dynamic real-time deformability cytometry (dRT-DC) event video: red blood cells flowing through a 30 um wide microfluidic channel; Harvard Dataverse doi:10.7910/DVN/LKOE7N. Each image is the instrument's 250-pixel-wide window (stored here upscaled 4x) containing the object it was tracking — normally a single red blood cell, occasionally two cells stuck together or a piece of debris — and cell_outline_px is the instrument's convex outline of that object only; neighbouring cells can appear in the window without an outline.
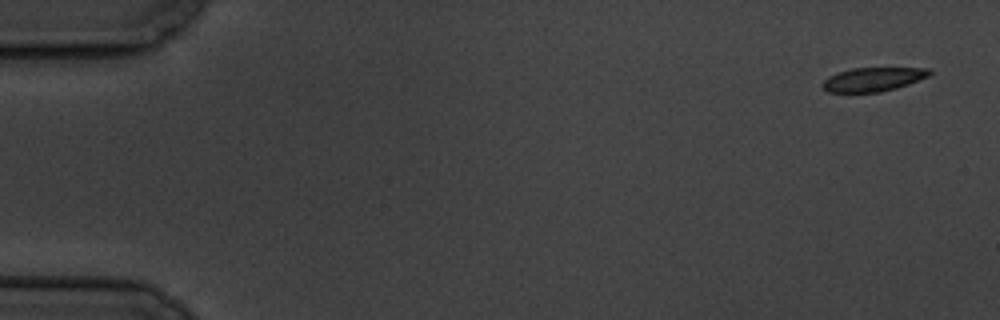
{"species": "common noctule bat (a hibernating species)", "species_latin": "Nyctalus noctula", "temperature_condition": "cold", "stored_images_in_passage": 6, "camera_frame_rate_fps": 3000, "um_per_image_px": 0.085, "animal": {"sex": "male", "body_mass_g": 19.5, "forearm_length_mm": 54.6}, "frame": {"image": 1, "passage_image": 1, "time_ms": 0.0, "image_size_px": [1000, 320], "cell_outline_px": [[932, 72], [928, 76], [908, 84], [896, 88], [880, 92], [828, 92], [820, 84], [828, 76], [852, 68], [928, 68]], "centroid_in_image_um": [74.19, 6.74], "position_along_channel_um": 10.8, "area_um2": 14.74}}